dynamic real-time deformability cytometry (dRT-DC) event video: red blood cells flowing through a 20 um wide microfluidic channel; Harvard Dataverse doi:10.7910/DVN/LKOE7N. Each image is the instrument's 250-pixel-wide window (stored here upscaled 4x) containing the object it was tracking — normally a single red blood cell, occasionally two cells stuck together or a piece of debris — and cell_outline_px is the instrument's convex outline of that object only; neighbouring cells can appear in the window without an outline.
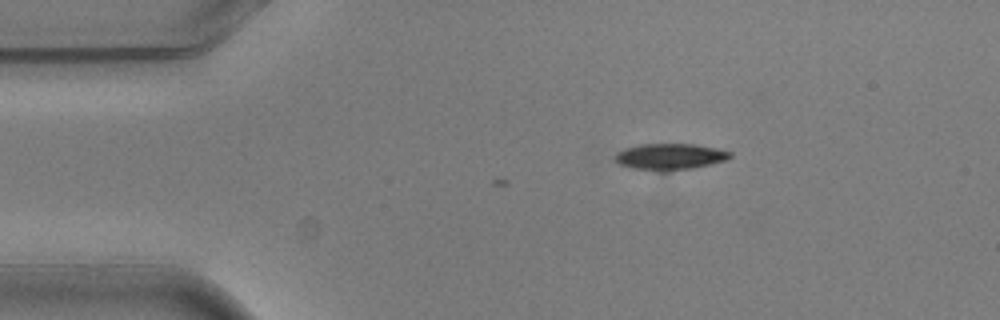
{"species": "common noctule bat (a hibernating species)", "species_latin": "Nyctalus noctula", "temperature_condition": "warm", "stored_images_in_passage": 4, "camera_frame_rate_fps": 3000, "um_per_image_px": 0.085, "animal": {"sex": "male", "body_mass_g": 20.5, "forearm_length_mm": 52.5}, "frame": {"image": 1, "passage_image": 1, "time_ms": 0.0, "image_size_px": [1000, 320], "cell_outline_px": [[732, 156], [728, 160], [692, 168], [672, 172], [656, 172], [632, 168], [620, 164], [612, 160], [612, 156], [616, 152], [624, 148], [640, 144], [692, 144], [716, 148], [732, 152]], "centroid_in_image_um": [56.89, 13.33], "position_along_channel_um": 28.1, "area_um2": 18.15}}
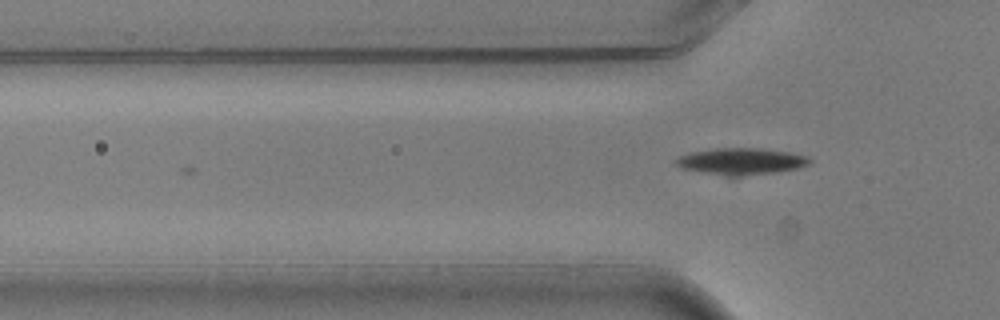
{"frame": {"image": 2, "passage_image": 3, "time_ms": 0.667, "image_size_px": [1000, 320], "cell_outline_px": [[812, 164], [796, 168], [776, 172], [740, 176], [724, 176], [680, 168], [672, 160], [688, 152], [716, 148], [760, 148], [792, 152], [808, 156], [812, 160]], "centroid_in_image_um": [62.99, 13.7], "position_along_channel_um": 62.8, "area_um2": 21.04}}
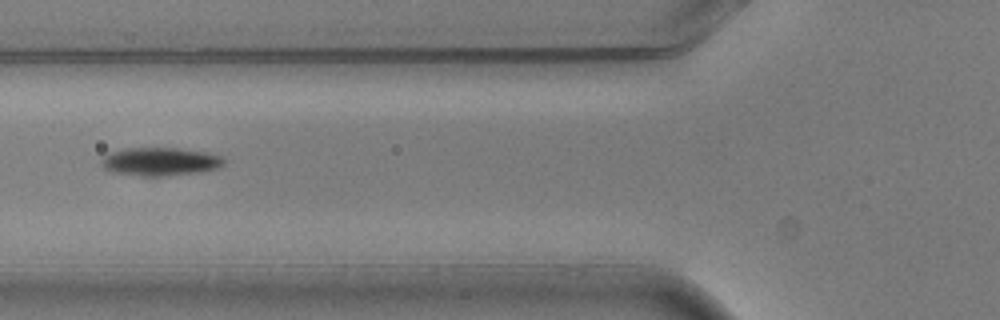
{"frame": {"image": 3, "passage_image": 4, "time_ms": 1.0, "image_size_px": [1000, 320], "cell_outline_px": [[224, 164], [216, 168], [200, 172], [160, 176], [144, 176], [112, 172], [104, 168], [100, 164], [100, 160], [104, 156], [112, 152], [124, 148], [176, 148], [208, 152], [224, 156]], "centroid_in_image_um": [13.62, 13.73], "position_along_channel_um": 112.2, "area_um2": 20.17}}